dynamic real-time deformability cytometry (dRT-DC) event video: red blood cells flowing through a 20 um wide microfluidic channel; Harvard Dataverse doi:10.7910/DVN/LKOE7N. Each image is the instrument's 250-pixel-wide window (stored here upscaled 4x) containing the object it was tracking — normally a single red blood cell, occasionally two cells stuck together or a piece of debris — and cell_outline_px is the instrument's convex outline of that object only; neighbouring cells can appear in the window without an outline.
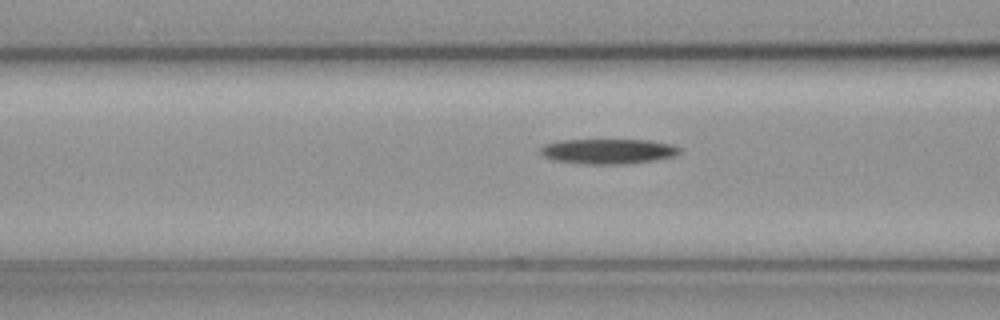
{"species": "common noctule bat (a hibernating species)", "species_latin": "Nyctalus noctula", "temperature_condition": "cold", "stored_images_in_passage": 18, "camera_frame_rate_fps": 3000, "um_per_image_px": 0.085, "animal": {"sex": "female", "body_mass_g": 19.3, "forearm_length_mm": 54.1}, "frame": {"image": 1, "passage_image": 16, "time_ms": 5.0, "image_size_px": [1000, 320], "cell_outline_px": [[680, 152], [676, 156], [628, 164], [580, 164], [552, 160], [544, 156], [540, 152], [540, 148], [544, 144], [560, 140], [648, 140], [672, 144], [680, 148]], "centroid_in_image_um": [51.67, 12.86], "position_along_channel_um": 114.9, "area_um2": 20.46}}